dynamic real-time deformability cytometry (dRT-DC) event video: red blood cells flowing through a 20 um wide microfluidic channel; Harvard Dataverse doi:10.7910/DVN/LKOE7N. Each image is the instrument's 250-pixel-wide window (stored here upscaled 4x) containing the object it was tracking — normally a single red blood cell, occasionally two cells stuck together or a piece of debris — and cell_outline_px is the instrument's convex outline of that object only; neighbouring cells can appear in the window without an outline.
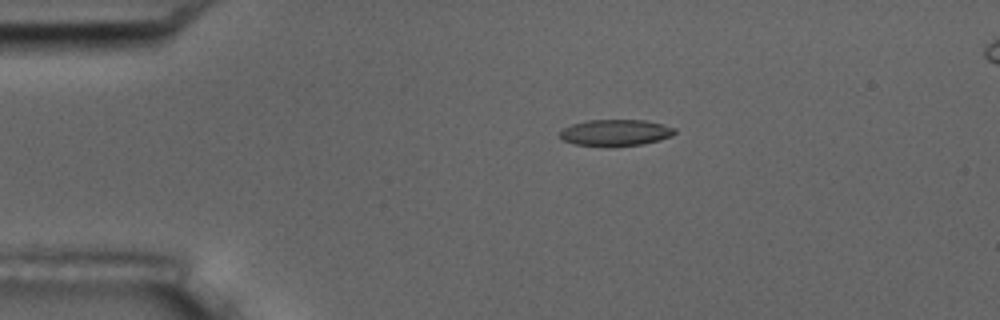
{"species": "common noctule bat (a hibernating species)", "species_latin": "Nyctalus noctula", "temperature_condition": "room temperature", "stored_images_in_passage": 3, "camera_frame_rate_fps": 3000, "um_per_image_px": 0.085, "animal": {"sex": "male", "body_mass_g": 17.5, "forearm_length_mm": 52.3}, "frame": {"image": 1, "passage_image": 1, "time_ms": 0.0, "image_size_px": [1000, 320], "cell_outline_px": [[676, 132], [672, 136], [660, 140], [644, 144], [576, 144], [560, 140], [560, 132], [564, 128], [572, 124], [588, 120], [644, 120], [664, 124], [676, 128]], "centroid_in_image_um": [52.36, 11.24], "position_along_channel_um": 32.6, "area_um2": 17.17}}
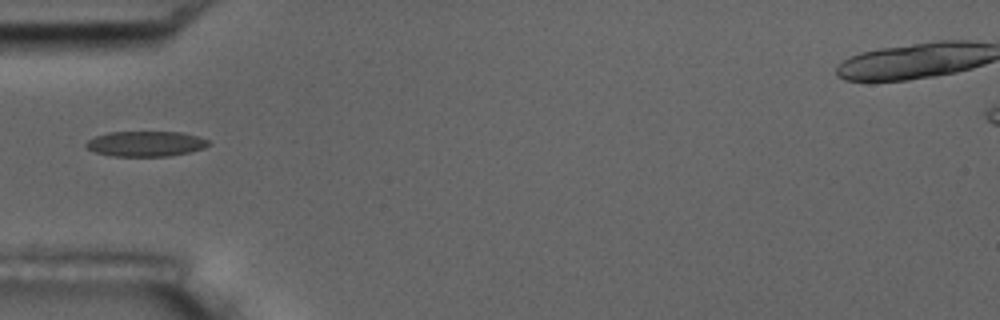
{"frame": {"image": 2, "passage_image": 3, "time_ms": 2.333, "image_size_px": [1000, 320], "cell_outline_px": [[212, 144], [204, 148], [188, 152], [168, 156], [112, 156], [96, 152], [88, 148], [84, 144], [88, 140], [96, 136], [108, 132], [184, 132], [208, 140]], "centroid_in_image_um": [12.4, 12.21], "position_along_channel_um": 72.6, "area_um2": 17.98}}